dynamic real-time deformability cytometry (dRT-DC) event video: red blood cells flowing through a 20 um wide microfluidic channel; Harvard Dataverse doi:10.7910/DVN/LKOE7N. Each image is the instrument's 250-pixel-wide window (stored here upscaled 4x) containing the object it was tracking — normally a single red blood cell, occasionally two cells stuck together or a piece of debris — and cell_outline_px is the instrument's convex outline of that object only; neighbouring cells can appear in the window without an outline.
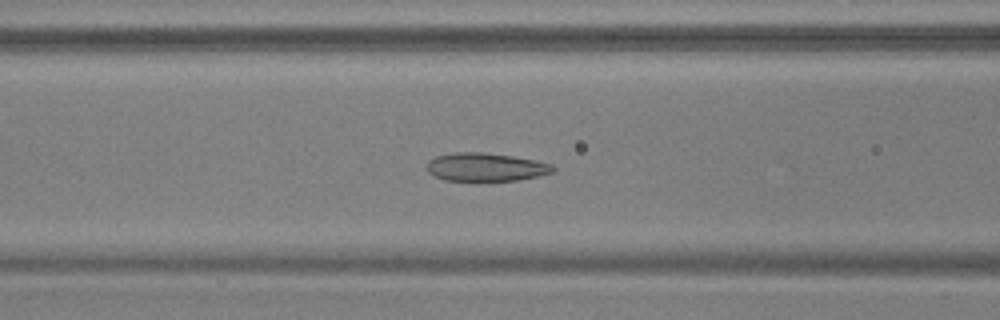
{"species": "common noctule bat (a hibernating species)", "species_latin": "Nyctalus noctula", "temperature_condition": "warm", "stored_images_in_passage": 42, "camera_frame_rate_fps": 3000, "um_per_image_px": 0.085, "animal": {"sex": "male", "body_mass_g": 17.9, "forearm_length_mm": 54.2}, "frame": {"image": 1, "passage_image": 10, "time_ms": 3.0, "image_size_px": [1000, 320], "cell_outline_px": [[556, 172], [520, 180], [480, 184], [476, 184], [444, 180], [428, 172], [428, 160], [436, 156], [452, 152], [480, 152], [512, 156], [536, 160], [552, 164], [556, 168]], "centroid_in_image_um": [41.31, 14.26], "position_along_channel_um": 125.3, "area_um2": 21.91}}
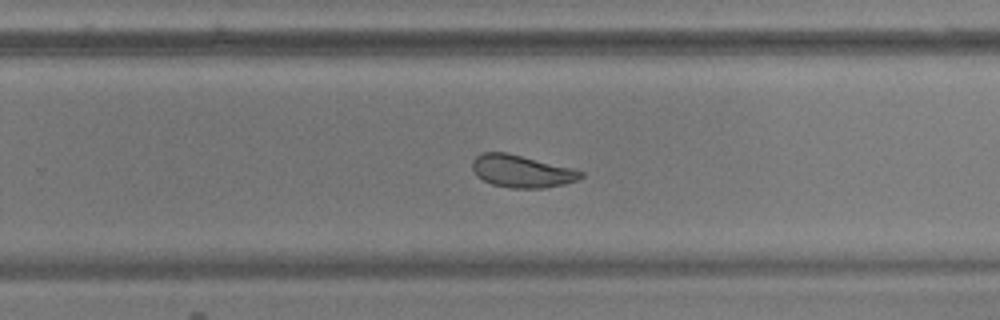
{"frame": {"image": 2, "passage_image": 23, "time_ms": 7.333, "image_size_px": [1000, 320], "cell_outline_px": [[584, 176], [576, 180], [564, 184], [544, 188], [512, 188], [492, 184], [476, 176], [472, 168], [472, 160], [476, 156], [484, 152], [508, 152], [572, 168], [584, 172]], "centroid_in_image_um": [44.33, 14.55], "position_along_channel_um": 285.5, "area_um2": 20.52}}
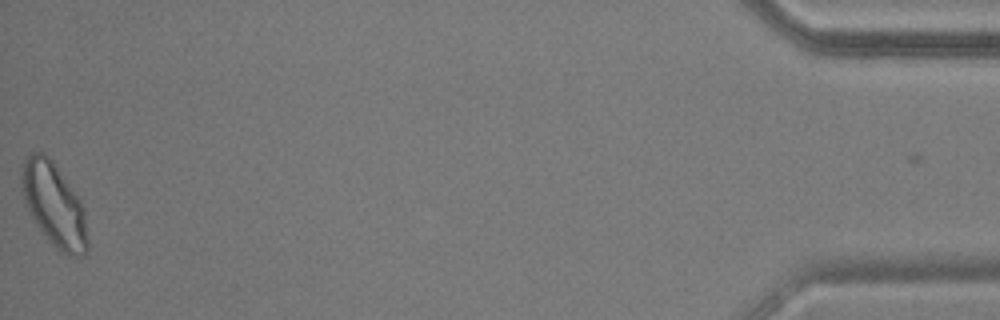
{"frame": {"image": 3, "passage_image": 42, "time_ms": 13.667, "image_size_px": [1000, 320], "cell_outline_px": [[88, 248], [84, 256], [72, 256], [60, 252], [56, 248], [36, 224], [24, 200], [20, 184], [20, 172], [24, 160], [32, 152], [44, 152], [52, 160], [80, 200], [84, 208], [88, 240]], "centroid_in_image_um": [4.59, 17.4], "position_along_channel_um": 430.6, "area_um2": 31.96}, "authors_computed_cell_mechanics": {"area_um2": 21.8773, "velocity_mm_per_s": 3.6999, "shape_relaxation_time_tau1_ms": 3.2532, "shape_relaxation_time_tau2_ms": 1.9833, "deformation_change_tau1": 0.1057, "deformation_change_tau2": 0.0553}}